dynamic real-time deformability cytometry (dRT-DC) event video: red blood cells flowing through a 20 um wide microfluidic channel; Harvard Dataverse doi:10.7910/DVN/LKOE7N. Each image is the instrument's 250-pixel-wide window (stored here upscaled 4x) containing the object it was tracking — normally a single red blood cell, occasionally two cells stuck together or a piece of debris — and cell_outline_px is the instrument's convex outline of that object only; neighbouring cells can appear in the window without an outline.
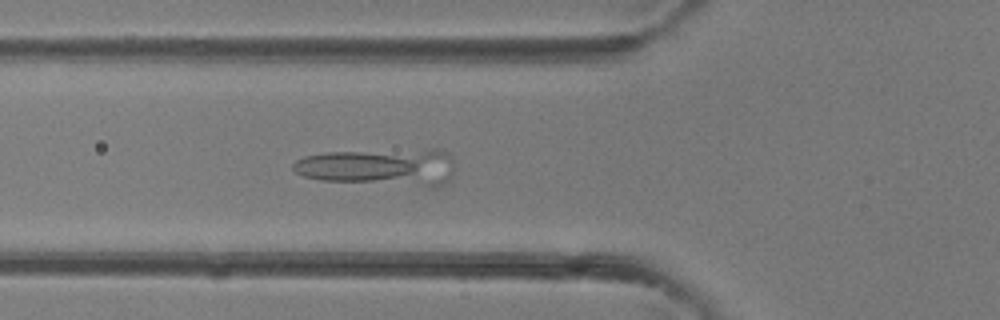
{"species": "common noctule bat (a hibernating species)", "species_latin": "Nyctalus noctula", "temperature_condition": "room temperature", "stored_images_in_passage": 26, "segment_of_instrument_passage": [1, 2], "camera_frame_rate_fps": 3000, "um_per_image_px": 0.085, "animal": {"sex": "female"}, "frame": {"image": 1, "passage_image": 15, "time_ms": 4.667, "image_size_px": [1000, 320], "cell_outline_px": [[452, 172], [448, 180], [440, 188], [428, 188], [320, 180], [304, 176], [296, 172], [292, 168], [292, 164], [296, 160], [304, 156], [324, 152], [432, 148], [440, 148], [448, 152], [452, 156]], "centroid_in_image_um": [32.31, 14.2], "position_along_channel_um": 93.5, "area_um2": 36.36}}